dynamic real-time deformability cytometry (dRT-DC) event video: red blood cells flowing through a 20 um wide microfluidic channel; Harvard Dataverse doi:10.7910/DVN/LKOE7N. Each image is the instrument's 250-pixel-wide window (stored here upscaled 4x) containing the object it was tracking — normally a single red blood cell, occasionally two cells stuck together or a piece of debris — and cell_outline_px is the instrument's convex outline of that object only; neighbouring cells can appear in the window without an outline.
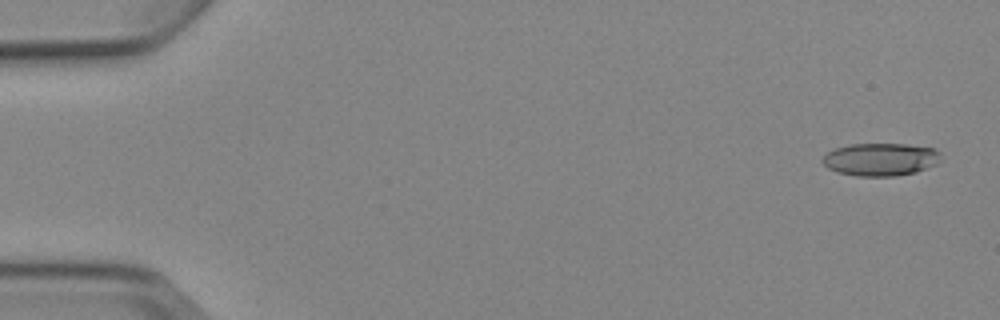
{"species": "Egyptian fruit bat (a non-hibernating species)", "species_latin": "Rousettus aegyptiacus", "temperature_condition": "cold", "stored_images_in_passage": 4, "camera_frame_rate_fps": 3000, "um_per_image_px": 0.085, "animal": {"sex": "female"}, "frame": {"image": 1, "passage_image": 1, "time_ms": 0.0, "image_size_px": [1000, 320], "cell_outline_px": [[940, 160], [936, 164], [916, 172], [896, 176], [856, 176], [836, 172], [828, 168], [820, 160], [828, 152], [836, 148], [852, 144], [904, 144], [936, 148], [940, 152]], "centroid_in_image_um": [74.85, 13.55], "position_along_channel_um": 10.1, "area_um2": 22.66}}